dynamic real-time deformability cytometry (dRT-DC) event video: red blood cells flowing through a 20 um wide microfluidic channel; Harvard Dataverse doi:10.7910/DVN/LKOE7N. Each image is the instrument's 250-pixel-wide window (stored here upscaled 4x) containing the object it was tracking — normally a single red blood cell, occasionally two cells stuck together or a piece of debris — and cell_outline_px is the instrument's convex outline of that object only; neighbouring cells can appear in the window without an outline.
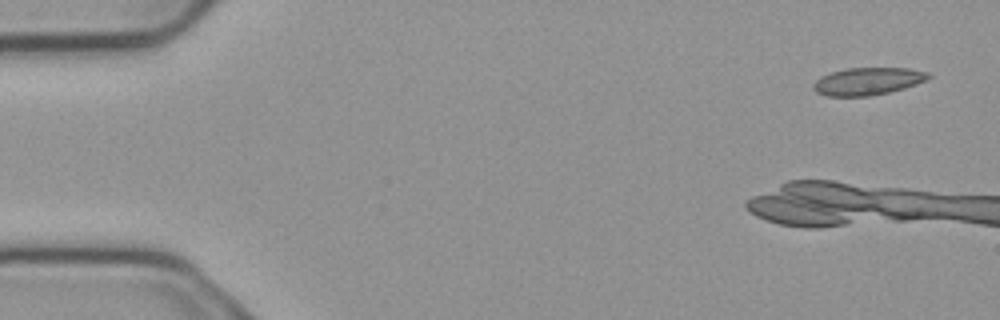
{"species": "common noctule bat (a hibernating species)", "species_latin": "Nyctalus noctula", "temperature_condition": "cold", "stored_images_in_passage": 7, "camera_frame_rate_fps": 3000, "um_per_image_px": 0.085, "animal": {"sex": "male", "body_mass_g": 23.1, "forearm_length_mm": 52.7}, "frame": {"image": 1, "passage_image": 1, "time_ms": 0.0, "image_size_px": [1000, 320], "cell_outline_px": [[932, 76], [916, 84], [904, 88], [872, 96], [828, 96], [816, 92], [812, 88], [812, 84], [816, 80], [832, 72], [844, 68], [908, 68], [928, 72]], "centroid_in_image_um": [73.75, 6.91], "position_along_channel_um": 11.3, "area_um2": 18.32}}
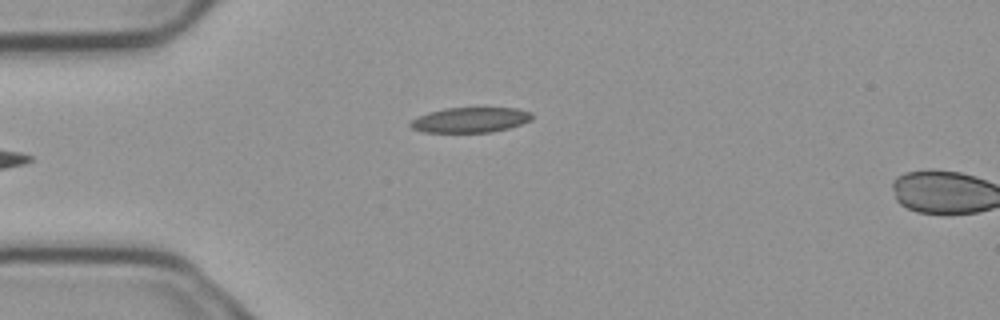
{"frame": {"image": 2, "passage_image": 7, "time_ms": 2.0, "image_size_px": [1000, 320], "cell_outline_px": [[532, 116], [528, 120], [520, 124], [508, 128], [492, 132], [424, 132], [412, 128], [408, 124], [412, 120], [428, 112], [444, 108], [516, 108], [532, 112]], "centroid_in_image_um": [39.95, 10.19], "position_along_channel_um": 45.0, "area_um2": 17.63}}